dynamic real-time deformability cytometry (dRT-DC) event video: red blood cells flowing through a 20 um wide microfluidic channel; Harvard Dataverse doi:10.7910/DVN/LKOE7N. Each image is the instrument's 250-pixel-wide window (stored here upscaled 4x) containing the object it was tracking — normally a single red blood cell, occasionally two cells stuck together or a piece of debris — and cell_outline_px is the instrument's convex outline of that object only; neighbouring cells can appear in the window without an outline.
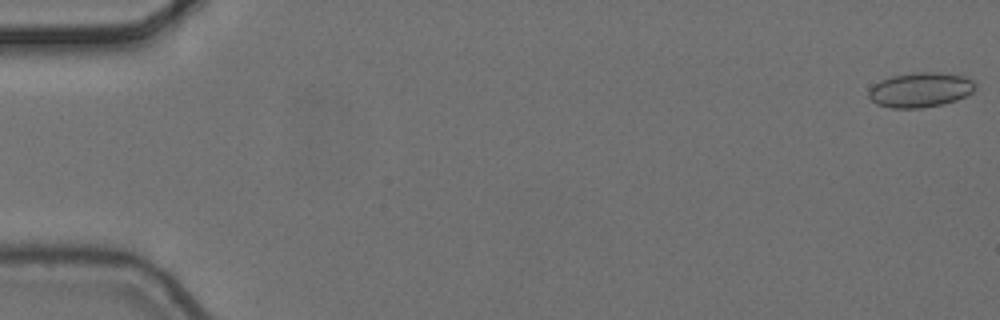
{"species": "common noctule bat (a hibernating species)", "species_latin": "Nyctalus noctula", "temperature_condition": "cold", "stored_images_in_passage": 8, "camera_frame_rate_fps": 3000, "um_per_image_px": 0.085, "animal": {"sex": "female", "body_mass_g": 24.6, "forearm_length_mm": 56.2}, "frame": {"image": 1, "passage_image": 1, "time_ms": 0.0, "image_size_px": [1000, 320], "cell_outline_px": [[976, 88], [972, 92], [956, 100], [944, 104], [920, 108], [892, 108], [876, 104], [868, 96], [868, 92], [880, 80], [892, 76], [916, 72], [940, 72], [964, 76], [976, 80]], "centroid_in_image_um": [78.27, 7.63], "position_along_channel_um": 6.7, "area_um2": 21.68}}
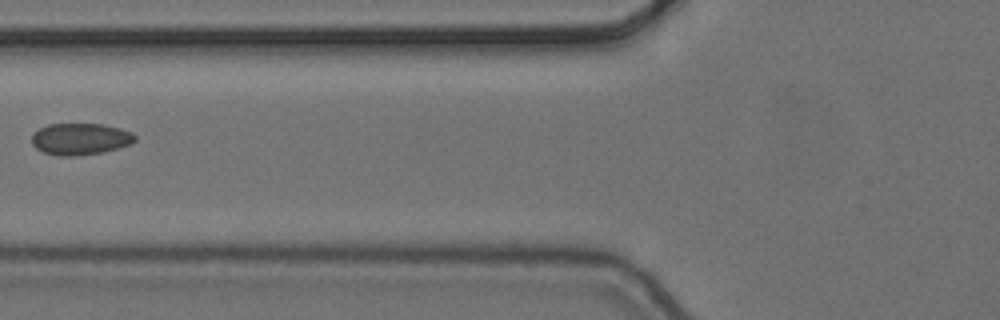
{"frame": {"image": 2, "passage_image": 7, "time_ms": 2.0, "image_size_px": [1000, 320], "cell_outline_px": [[136, 140], [132, 144], [104, 152], [76, 156], [56, 156], [44, 152], [36, 148], [32, 144], [32, 132], [48, 124], [100, 124], [120, 128], [132, 132], [136, 136]], "centroid_in_image_um": [6.83, 11.82], "position_along_channel_um": 119.0, "area_um2": 19.25}}
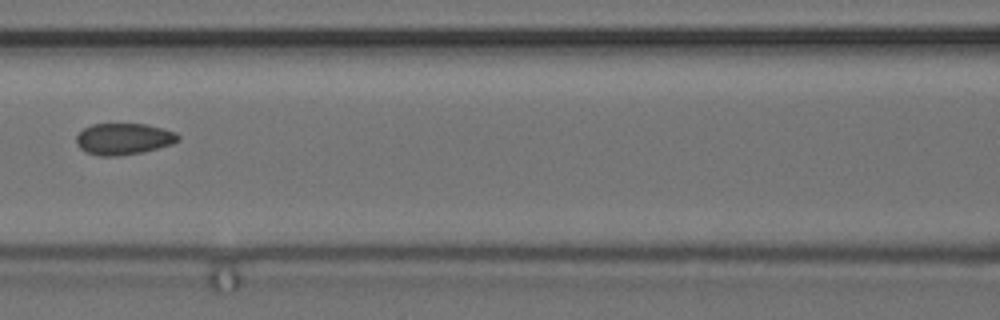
{"frame": {"image": 3, "passage_image": 8, "time_ms": 2.333, "image_size_px": [1000, 320], "cell_outline_px": [[180, 140], [172, 144], [144, 152], [120, 156], [100, 156], [84, 152], [76, 144], [76, 136], [84, 128], [92, 124], [144, 124], [164, 128], [176, 132], [180, 136]], "centroid_in_image_um": [10.52, 11.82], "position_along_channel_um": 156.1, "area_um2": 18.9}}